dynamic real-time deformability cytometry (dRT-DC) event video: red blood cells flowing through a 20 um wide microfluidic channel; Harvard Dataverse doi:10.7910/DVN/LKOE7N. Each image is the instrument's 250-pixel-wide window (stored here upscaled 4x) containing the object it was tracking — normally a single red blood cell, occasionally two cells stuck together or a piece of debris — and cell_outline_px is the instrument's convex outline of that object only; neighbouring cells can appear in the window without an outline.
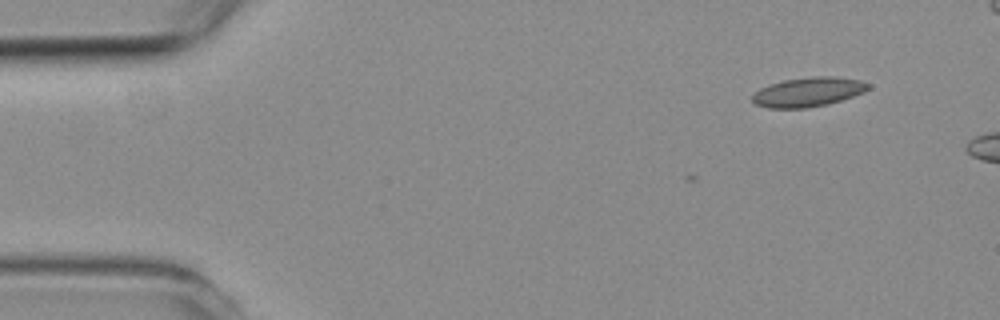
{"species": "common noctule bat (a hibernating species)", "species_latin": "Nyctalus noctula", "temperature_condition": "room temperature", "stored_images_in_passage": 4, "camera_frame_rate_fps": 3000, "um_per_image_px": 0.085, "animal": {"sex": "female", "body_mass_g": 19.3, "forearm_length_mm": 54.1}, "frame": {"image": 1, "passage_image": 1, "time_ms": 0.0, "image_size_px": [1000, 320], "cell_outline_px": [[872, 88], [864, 92], [828, 104], [804, 108], [768, 108], [756, 104], [752, 100], [752, 96], [760, 88], [768, 84], [784, 80], [812, 76], [832, 76], [860, 80], [872, 84]], "centroid_in_image_um": [68.72, 7.81], "position_along_channel_um": 16.3, "area_um2": 19.88}}